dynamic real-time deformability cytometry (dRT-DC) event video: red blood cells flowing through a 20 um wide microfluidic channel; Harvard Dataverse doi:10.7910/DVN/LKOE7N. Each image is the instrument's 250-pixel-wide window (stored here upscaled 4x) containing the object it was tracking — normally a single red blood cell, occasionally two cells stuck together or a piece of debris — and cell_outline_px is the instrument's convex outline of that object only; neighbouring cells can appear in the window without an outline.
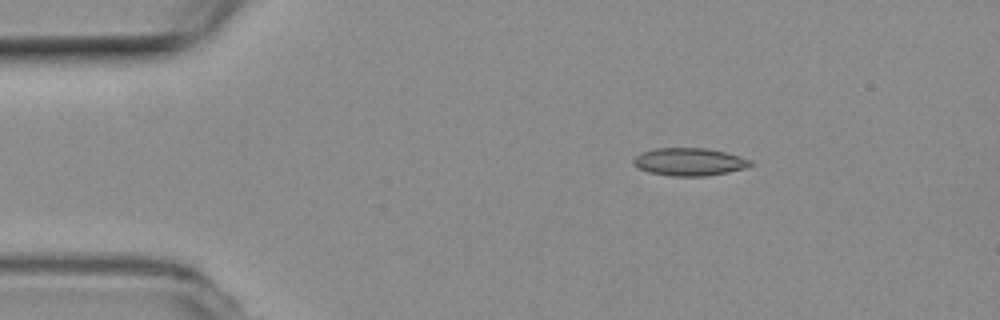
{"species": "common noctule bat (a hibernating species)", "species_latin": "Nyctalus noctula", "temperature_condition": "room temperature", "stored_images_in_passage": 4, "camera_frame_rate_fps": 3000, "um_per_image_px": 0.085, "animal": {"sex": "female", "body_mass_g": 19.3, "forearm_length_mm": 54.1}, "frame": {"image": 1, "passage_image": 2, "time_ms": 0.333, "image_size_px": [1000, 320], "cell_outline_px": [[752, 164], [744, 168], [728, 172], [704, 176], [672, 176], [648, 172], [632, 164], [632, 160], [636, 156], [644, 152], [656, 148], [704, 148], [724, 152], [740, 156], [752, 160]], "centroid_in_image_um": [58.58, 13.76], "position_along_channel_um": 26.4, "area_um2": 18.73}}